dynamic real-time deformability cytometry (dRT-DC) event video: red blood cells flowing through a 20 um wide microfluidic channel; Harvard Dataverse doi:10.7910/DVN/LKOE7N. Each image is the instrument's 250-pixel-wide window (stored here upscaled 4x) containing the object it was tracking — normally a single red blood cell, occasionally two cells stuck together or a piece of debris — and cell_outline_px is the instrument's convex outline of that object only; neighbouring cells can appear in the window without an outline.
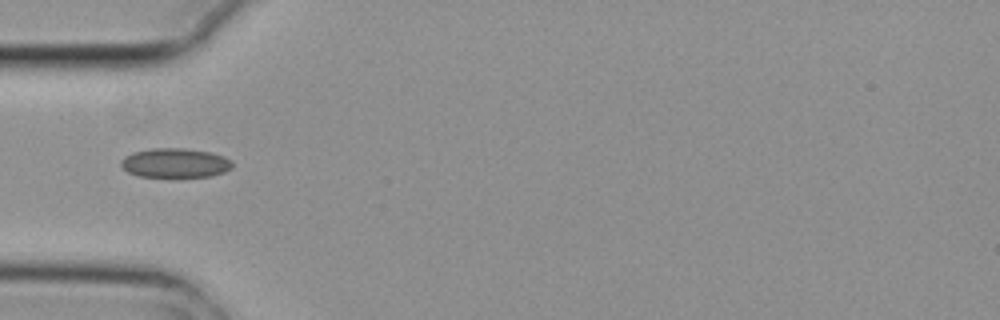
{"species": "common noctule bat (a hibernating species)", "species_latin": "Nyctalus noctula", "temperature_condition": "cold", "stored_images_in_passage": 2, "camera_frame_rate_fps": 3000, "um_per_image_px": 0.085, "animal": {"sex": "female", "body_mass_g": 29.2, "forearm_length_mm": 56.3}, "frame": {"image": 1, "passage_image": 2, "time_ms": 0.333, "image_size_px": [1000, 320], "cell_outline_px": [[232, 168], [224, 172], [212, 176], [172, 180], [140, 176], [128, 172], [120, 164], [120, 160], [124, 156], [132, 152], [152, 148], [184, 148], [212, 152], [224, 156], [232, 160]], "centroid_in_image_um": [14.9, 13.89], "position_along_channel_um": 70.1, "area_um2": 20.11}}